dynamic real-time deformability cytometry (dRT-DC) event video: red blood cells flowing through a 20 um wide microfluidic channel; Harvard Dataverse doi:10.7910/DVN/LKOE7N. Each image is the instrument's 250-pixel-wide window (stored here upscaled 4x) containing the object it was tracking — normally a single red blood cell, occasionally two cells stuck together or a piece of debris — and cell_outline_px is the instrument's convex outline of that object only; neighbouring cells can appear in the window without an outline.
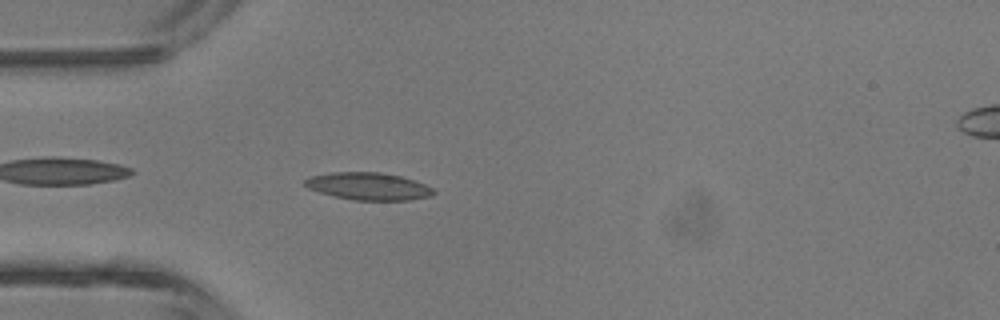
{"species": "common noctule bat (a hibernating species)", "species_latin": "Nyctalus noctula", "temperature_condition": "room temperature", "stored_images_in_passage": 5, "camera_frame_rate_fps": 3000, "um_per_image_px": 0.085, "animal": {"sex": "male", "body_mass_g": 13.3}, "frame": {"image": 1, "passage_image": 4, "time_ms": 3.333, "image_size_px": [1000, 320], "cell_outline_px": [[436, 192], [432, 196], [408, 200], [352, 200], [320, 192], [308, 188], [304, 184], [304, 180], [308, 176], [332, 172], [380, 172], [400, 176], [416, 180], [432, 188]], "centroid_in_image_um": [31.32, 15.82], "position_along_channel_um": 53.7, "area_um2": 20.58}}